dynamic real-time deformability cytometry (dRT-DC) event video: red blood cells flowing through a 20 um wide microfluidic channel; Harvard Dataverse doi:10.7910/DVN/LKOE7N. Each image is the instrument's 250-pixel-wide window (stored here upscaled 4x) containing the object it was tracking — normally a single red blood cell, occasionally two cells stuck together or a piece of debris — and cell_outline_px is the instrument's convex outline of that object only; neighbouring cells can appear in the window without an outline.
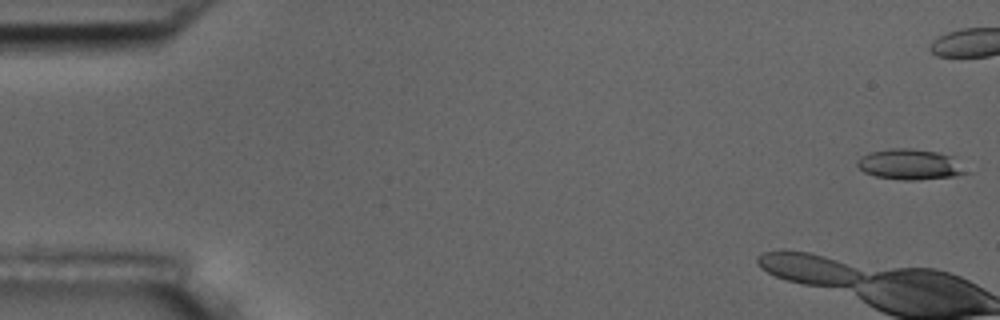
{"species": "common noctule bat (a hibernating species)", "species_latin": "Nyctalus noctula", "temperature_condition": "room temperature", "stored_images_in_passage": 7, "camera_frame_rate_fps": 3000, "um_per_image_px": 0.085, "animal": {"sex": "male", "body_mass_g": 17.5, "forearm_length_mm": 52.3}, "frame": {"image": 1, "passage_image": 1, "time_ms": 0.0, "image_size_px": [1000, 320], "cell_outline_px": [[972, 172], [956, 176], [916, 180], [904, 180], [876, 176], [864, 172], [856, 164], [856, 160], [860, 156], [868, 152], [888, 148], [912, 148], [936, 152], [952, 156]], "centroid_in_image_um": [77.36, 13.97], "position_along_channel_um": 7.6, "area_um2": 19.65}}